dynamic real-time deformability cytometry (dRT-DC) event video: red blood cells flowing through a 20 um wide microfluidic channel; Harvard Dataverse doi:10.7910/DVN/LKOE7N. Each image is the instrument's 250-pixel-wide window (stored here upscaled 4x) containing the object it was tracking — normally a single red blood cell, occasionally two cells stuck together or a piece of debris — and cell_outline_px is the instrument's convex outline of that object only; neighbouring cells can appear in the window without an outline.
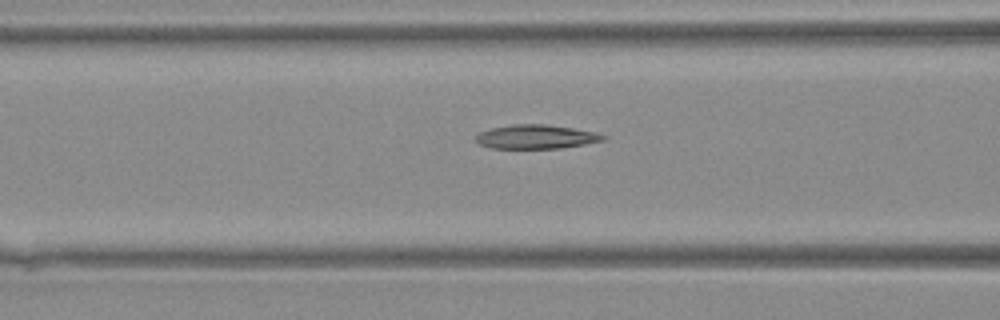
{"species": "Egyptian fruit bat (a non-hibernating species)", "species_latin": "Rousettus aegyptiacus", "temperature_condition": "warm", "stored_images_in_passage": 14, "camera_frame_rate_fps": 3000, "um_per_image_px": 0.085, "animal": {"sex": "female"}, "frame": {"image": 1, "passage_image": 7, "time_ms": 2.0, "image_size_px": [1000, 320], "cell_outline_px": [[608, 136], [604, 140], [584, 144], [560, 148], [488, 148], [480, 144], [476, 140], [476, 136], [480, 132], [492, 128], [512, 124], [544, 124], [572, 128], [596, 132]], "centroid_in_image_um": [45.57, 11.62], "position_along_channel_um": 121.0, "area_um2": 17.69}}
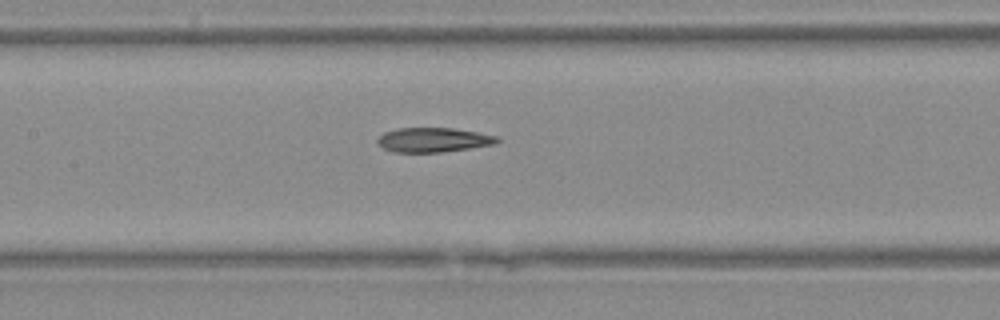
{"frame": {"image": 2, "passage_image": 10, "time_ms": 3.0, "image_size_px": [1000, 320], "cell_outline_px": [[500, 140], [492, 144], [468, 148], [440, 152], [396, 152], [384, 148], [376, 140], [384, 132], [396, 128], [452, 128], [476, 132], [496, 136]], "centroid_in_image_um": [36.79, 11.88], "position_along_channel_um": 170.6, "area_um2": 16.7}}
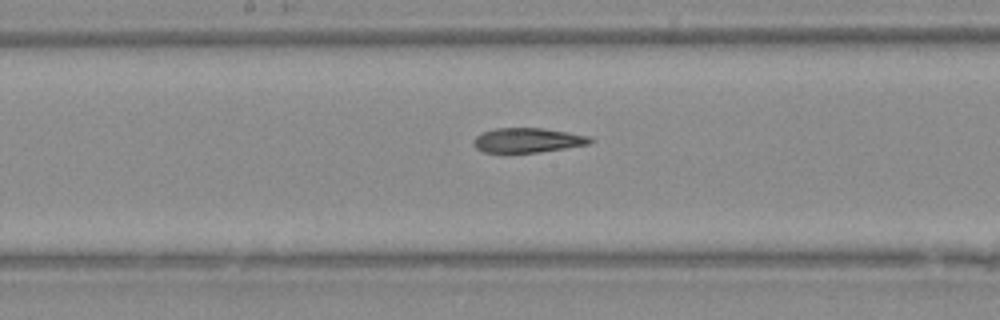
{"frame": {"image": 3, "passage_image": 12, "time_ms": 3.667, "image_size_px": [1000, 320], "cell_outline_px": [[592, 140], [588, 144], [540, 152], [484, 152], [476, 148], [476, 136], [484, 132], [496, 128], [544, 128], [588, 136]], "centroid_in_image_um": [44.86, 11.91], "position_along_channel_um": 203.3, "area_um2": 16.24}}